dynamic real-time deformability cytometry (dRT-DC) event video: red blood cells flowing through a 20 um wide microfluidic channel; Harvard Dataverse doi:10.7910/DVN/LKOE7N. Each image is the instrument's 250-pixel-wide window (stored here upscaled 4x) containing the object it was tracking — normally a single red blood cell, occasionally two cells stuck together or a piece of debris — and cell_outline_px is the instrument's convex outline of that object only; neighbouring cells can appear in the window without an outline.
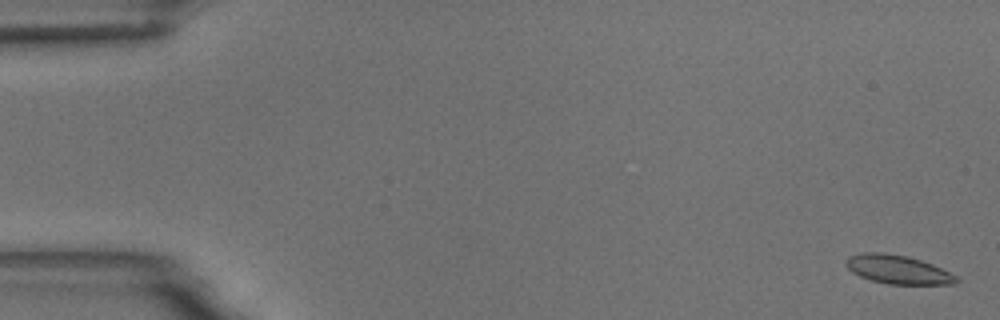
{"species": "common noctule bat (a hibernating species)", "species_latin": "Nyctalus noctula", "temperature_condition": "room temperature", "stored_images_in_passage": 57, "camera_frame_rate_fps": 3000, "um_per_image_px": 0.085, "animal": {"sex": "male", "body_mass_g": 18.8}, "frame": {"image": 1, "passage_image": 2, "time_ms": 0.333, "image_size_px": [1000, 320], "cell_outline_px": [[960, 280], [956, 284], [888, 284], [872, 280], [860, 276], [852, 272], [844, 264], [844, 260], [848, 256], [860, 252], [884, 252], [908, 256], [932, 264], [956, 276]], "centroid_in_image_um": [76.27, 22.89], "position_along_channel_um": 8.7, "area_um2": 18.55}}
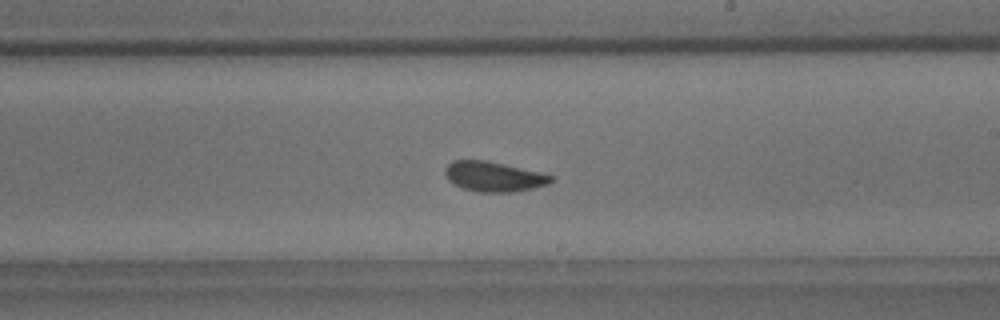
{"frame": {"image": 2, "passage_image": 34, "time_ms": 11.0, "image_size_px": [1000, 320], "cell_outline_px": [[556, 176], [548, 184], [516, 192], [480, 192], [464, 188], [448, 180], [444, 172], [444, 168], [452, 160], [484, 160], [504, 164], [540, 172]], "centroid_in_image_um": [41.97, 15.0], "position_along_channel_um": 247.0, "area_um2": 18.44}}
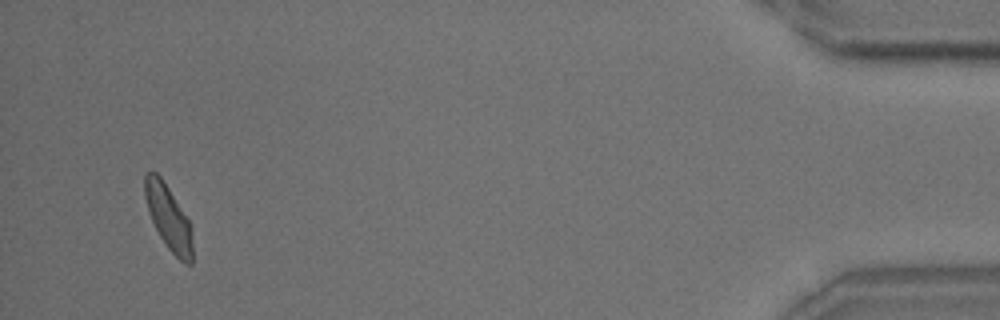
{"frame": {"image": 3, "passage_image": 55, "time_ms": 18.0, "image_size_px": [1000, 320], "cell_outline_px": [[192, 264], [184, 264], [168, 248], [160, 236], [148, 212], [144, 196], [144, 176], [148, 172], [156, 172], [160, 176], [168, 188], [188, 220], [192, 228]], "centroid_in_image_um": [14.31, 18.5], "position_along_channel_um": 420.9, "area_um2": 17.69}, "authors_computed_cell_mechanics": {"area_um2": 18.4382, "velocity_mm_per_s": 3.5851, "shape_relaxation_time_tau1_ms": 3.0834, "shape_relaxation_time_tau2_ms": 0.7987, "deformation_change_tau1": 0.0867, "deformation_change_tau2": 0.0581}}